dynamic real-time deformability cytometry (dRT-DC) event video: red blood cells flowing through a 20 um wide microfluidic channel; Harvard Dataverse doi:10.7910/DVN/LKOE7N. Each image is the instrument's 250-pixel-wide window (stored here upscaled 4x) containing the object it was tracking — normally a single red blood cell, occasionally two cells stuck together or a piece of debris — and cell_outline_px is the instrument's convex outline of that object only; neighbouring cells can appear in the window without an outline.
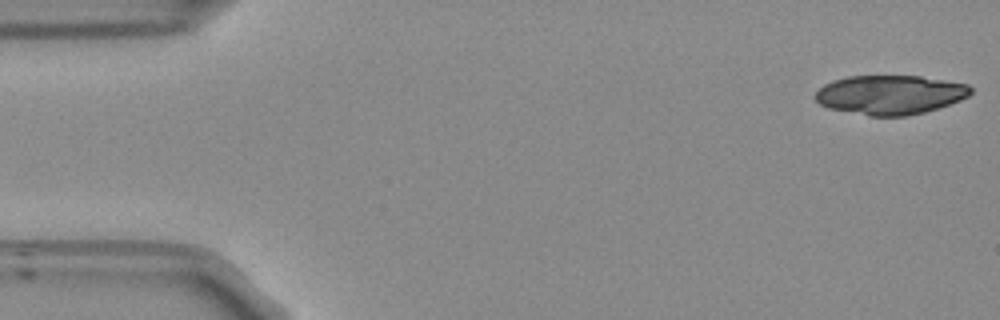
{"species": "Egyptian fruit bat (a non-hibernating species)", "species_latin": "Rousettus aegyptiacus", "temperature_condition": "room temperature", "stored_images_in_passage": 10, "camera_frame_rate_fps": 3000, "um_per_image_px": 0.085, "frame": {"image": 1, "passage_image": 1, "time_ms": 0.0, "image_size_px": [1000, 320], "cell_outline_px": [[972, 92], [968, 96], [960, 100], [924, 112], [908, 116], [868, 116], [828, 108], [820, 104], [812, 96], [824, 84], [832, 80], [848, 76], [920, 76], [968, 84], [972, 88]], "centroid_in_image_um": [75.63, 8.05], "position_along_channel_um": 9.4, "area_um2": 35.6}}